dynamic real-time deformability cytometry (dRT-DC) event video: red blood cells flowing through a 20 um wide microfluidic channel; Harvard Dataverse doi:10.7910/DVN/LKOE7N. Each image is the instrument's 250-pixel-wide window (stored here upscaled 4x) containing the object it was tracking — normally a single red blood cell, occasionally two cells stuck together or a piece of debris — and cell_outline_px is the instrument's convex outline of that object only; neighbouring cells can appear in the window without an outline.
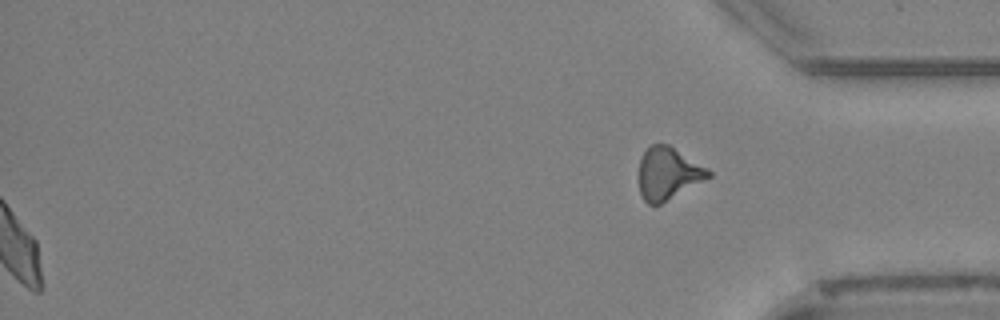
{"species": "Egyptian fruit bat (a non-hibernating species)", "species_latin": "Rousettus aegyptiacus", "temperature_condition": "cold", "stored_images_in_passage": 53, "segment_of_instrument_passage": [2, 2], "camera_frame_rate_fps": 3000, "um_per_image_px": 0.085, "animal": {"sex": "female"}, "frame": {"image": 1, "passage_image": 53, "time_ms": 17.333, "image_size_px": [1000, 320], "cell_outline_px": [[712, 176], [660, 204], [648, 204], [644, 200], [640, 192], [636, 176], [640, 156], [652, 144], [668, 144], [708, 168], [712, 172]], "centroid_in_image_um": [56.74, 14.74], "position_along_channel_um": 378.5, "area_um2": 21.44}}